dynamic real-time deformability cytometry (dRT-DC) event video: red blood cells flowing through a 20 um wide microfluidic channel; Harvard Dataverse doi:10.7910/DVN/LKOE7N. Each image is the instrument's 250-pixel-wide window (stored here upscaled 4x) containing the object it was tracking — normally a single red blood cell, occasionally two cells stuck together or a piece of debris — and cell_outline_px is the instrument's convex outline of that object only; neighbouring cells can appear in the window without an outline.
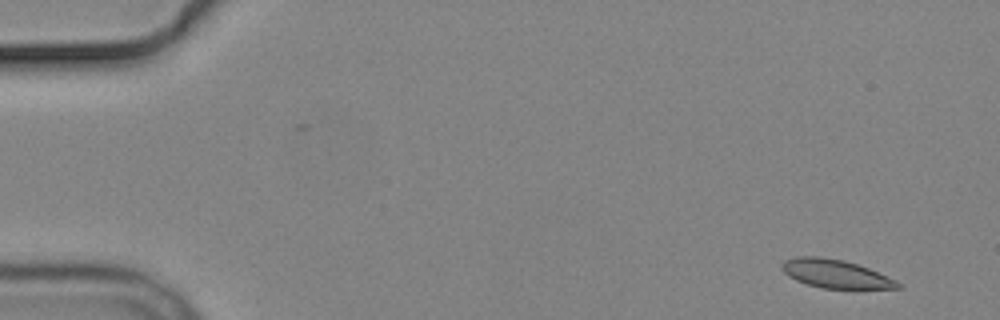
{"species": "common noctule bat (a hibernating species)", "species_latin": "Nyctalus noctula", "temperature_condition": "cold", "stored_images_in_passage": 6, "camera_frame_rate_fps": 3000, "um_per_image_px": 0.085, "animal": {"sex": "male", "body_mass_g": 19.2, "forearm_length_mm": 51.8}, "frame": {"image": 1, "passage_image": 6, "time_ms": 6.667, "image_size_px": [1000, 320], "cell_outline_px": [[900, 288], [820, 288], [796, 280], [788, 276], [780, 268], [780, 264], [784, 260], [796, 256], [820, 256], [844, 260], [868, 268], [896, 280], [900, 284]], "centroid_in_image_um": [70.95, 23.25], "position_along_channel_um": 14.1, "area_um2": 19.07}}